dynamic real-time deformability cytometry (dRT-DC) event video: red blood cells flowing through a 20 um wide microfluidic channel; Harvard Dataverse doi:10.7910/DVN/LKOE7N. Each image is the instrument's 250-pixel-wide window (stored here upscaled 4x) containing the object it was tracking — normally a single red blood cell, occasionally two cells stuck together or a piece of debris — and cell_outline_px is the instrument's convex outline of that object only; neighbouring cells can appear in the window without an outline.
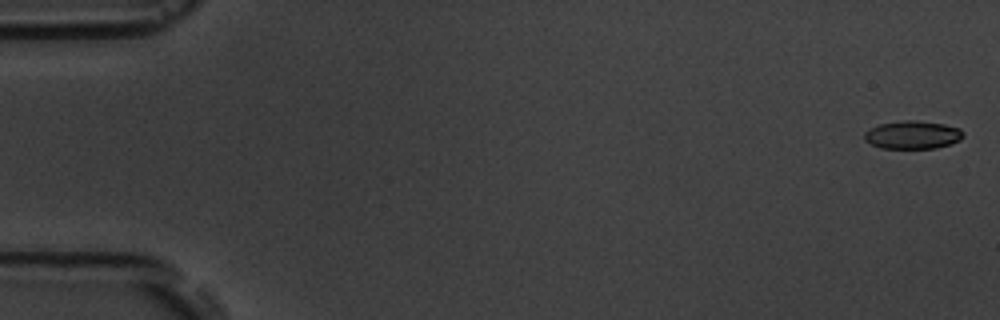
{"species": "common noctule bat (a hibernating species)", "species_latin": "Nyctalus noctula", "temperature_condition": "room temperature", "stored_images_in_passage": 3, "camera_frame_rate_fps": 3000, "um_per_image_px": 0.085, "animal": {"sex": "male", "body_mass_g": 19.5, "forearm_length_mm": 54.6}, "frame": {"image": 1, "passage_image": 1, "time_ms": 0.0, "image_size_px": [1000, 320], "cell_outline_px": [[964, 136], [960, 140], [952, 144], [936, 148], [880, 148], [864, 140], [864, 132], [880, 124], [904, 120], [916, 120], [944, 124], [960, 128], [964, 132]], "centroid_in_image_um": [77.61, 11.46], "position_along_channel_um": 7.4, "area_um2": 16.24}}